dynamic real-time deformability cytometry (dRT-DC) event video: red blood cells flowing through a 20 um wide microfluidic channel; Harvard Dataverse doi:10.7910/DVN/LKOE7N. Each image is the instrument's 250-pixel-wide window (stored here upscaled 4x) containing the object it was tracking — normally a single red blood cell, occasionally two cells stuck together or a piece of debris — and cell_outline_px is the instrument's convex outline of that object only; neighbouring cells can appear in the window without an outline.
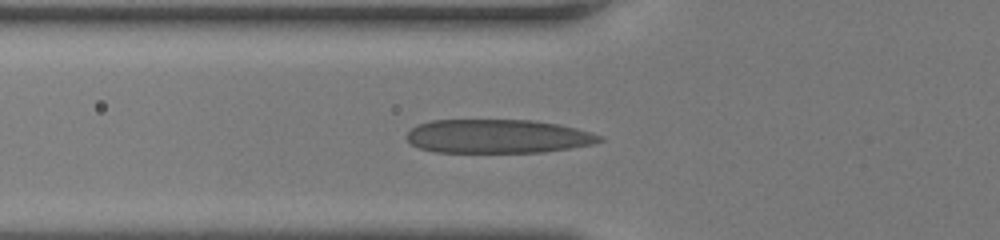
{"species": "human", "species_latin": "Homo sapiens", "temperature_condition": "room temperature", "stored_images_in_passage": 33, "camera_frame_rate_fps": 3000, "um_per_image_px": 0.085, "donor": {"sex": "female"}, "frame": {"image": 1, "passage_image": 2, "time_ms": 0.333, "image_size_px": [1000, 240], "cell_outline_px": [[604, 140], [592, 144], [544, 152], [432, 152], [420, 148], [412, 144], [404, 136], [416, 124], [432, 120], [532, 120], [560, 124], [592, 132], [604, 136]], "centroid_in_image_um": [42.31, 11.58], "position_along_channel_um": 83.5, "area_um2": 38.21}}
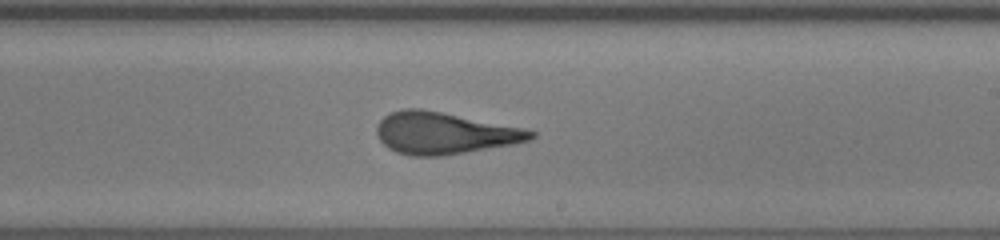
{"frame": {"image": 2, "passage_image": 14, "time_ms": 4.333, "image_size_px": [1000, 240], "cell_outline_px": [[536, 136], [532, 140], [512, 144], [440, 156], [412, 156], [396, 152], [388, 148], [380, 140], [376, 132], [376, 128], [380, 120], [384, 116], [392, 112], [404, 108], [420, 108], [520, 128], [536, 132]], "centroid_in_image_um": [37.71, 11.32], "position_along_channel_um": 251.3, "area_um2": 36.93}}
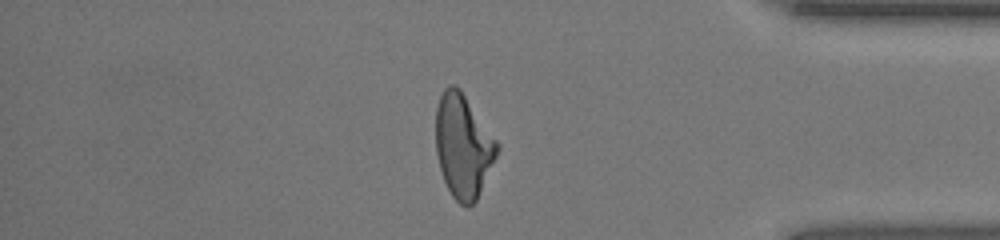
{"frame": {"image": 3, "passage_image": 26, "time_ms": 8.333, "image_size_px": [1000, 240], "cell_outline_px": [[500, 148], [476, 200], [468, 208], [460, 204], [452, 196], [444, 180], [440, 168], [436, 152], [436, 108], [440, 96], [444, 88], [448, 84], [456, 84], [460, 88], [500, 144]], "centroid_in_image_um": [39.36, 12.38], "position_along_channel_um": 395.8, "area_um2": 36.99}, "authors_computed_cell_mechanics": {"area_um2": 37.0498, "velocity_mm_per_s": 4.1929, "shape_relaxation_time_tau1_ms": 5.6676, "shape_relaxation_time_tau2_ms": 1.0664, "deformation_change_tau1": 0.247, "deformation_change_tau2": 0.112}}